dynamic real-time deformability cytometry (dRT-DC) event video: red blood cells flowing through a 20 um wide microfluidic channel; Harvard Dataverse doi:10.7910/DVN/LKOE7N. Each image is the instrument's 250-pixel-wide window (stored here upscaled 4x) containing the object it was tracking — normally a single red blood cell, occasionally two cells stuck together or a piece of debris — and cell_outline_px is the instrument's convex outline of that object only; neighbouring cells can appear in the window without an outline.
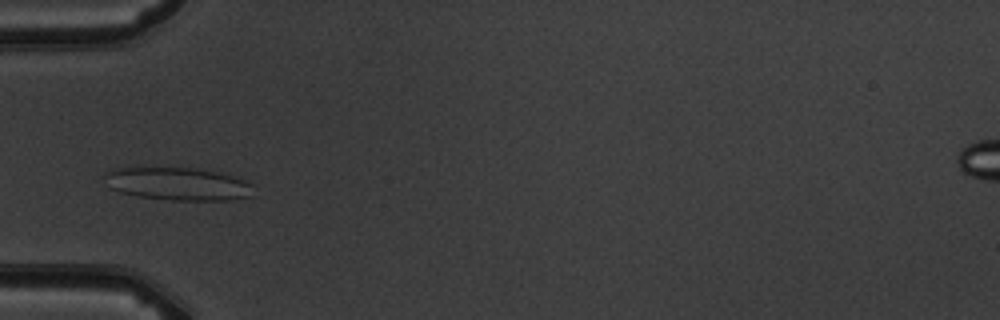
{"species": "common noctule bat (a hibernating species)", "species_latin": "Nyctalus noctula", "temperature_condition": "warm", "stored_images_in_passage": 4, "camera_frame_rate_fps": 3000, "um_per_image_px": 0.085, "animal": {"sex": "male", "body_mass_g": 19.5, "forearm_length_mm": 54.6}, "frame": {"image": 1, "passage_image": 4, "time_ms": 3.333, "image_size_px": [1000, 320], "cell_outline_px": [[252, 196], [232, 200], [168, 200], [136, 196], [120, 192], [112, 188], [104, 172], [108, 168], [128, 164], [136, 164], [200, 168], [220, 172], [244, 180], [252, 184]], "centroid_in_image_um": [15.02, 15.56], "position_along_channel_um": 70.0, "area_um2": 29.94}}